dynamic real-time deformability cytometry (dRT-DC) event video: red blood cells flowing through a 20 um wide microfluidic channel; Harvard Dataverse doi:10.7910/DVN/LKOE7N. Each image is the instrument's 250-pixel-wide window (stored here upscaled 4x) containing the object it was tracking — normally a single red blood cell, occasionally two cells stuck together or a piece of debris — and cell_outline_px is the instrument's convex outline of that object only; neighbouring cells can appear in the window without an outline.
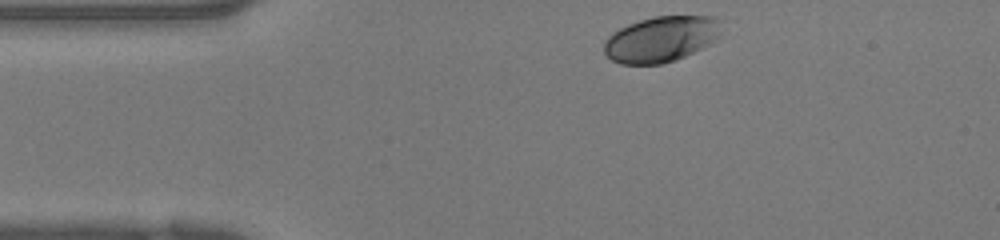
{"species": "human", "species_latin": "Homo sapiens", "temperature_condition": "warm", "stored_images_in_passage": 34, "camera_frame_rate_fps": 3000, "um_per_image_px": 0.085, "donor": {"sex": "female"}, "frame": {"image": 1, "passage_image": 1, "time_ms": 0.0, "image_size_px": [1000, 240], "cell_outline_px": [[720, 40], [676, 60], [660, 64], [620, 64], [612, 60], [604, 52], [604, 40], [612, 32], [628, 24], [640, 20], [656, 16], [716, 16], [720, 20]], "centroid_in_image_um": [56.22, 3.32], "position_along_channel_um": 28.8, "area_um2": 31.62}}
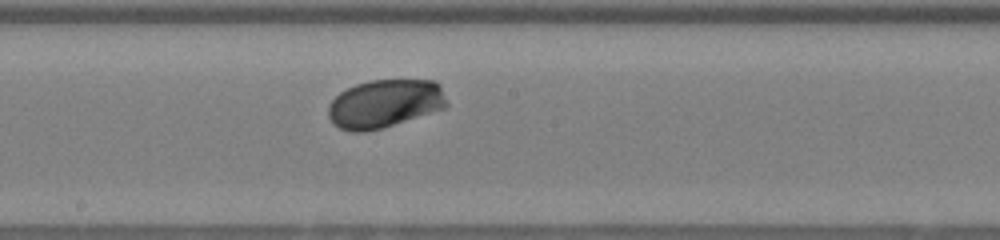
{"frame": {"image": 2, "passage_image": 15, "time_ms": 4.667, "image_size_px": [1000, 240], "cell_outline_px": [[448, 108], [384, 128], [364, 132], [352, 132], [340, 128], [332, 124], [328, 116], [328, 104], [340, 92], [356, 84], [368, 80], [436, 80], [440, 84], [448, 104]], "centroid_in_image_um": [32.72, 8.82], "position_along_channel_um": 215.5, "area_um2": 33.93}}
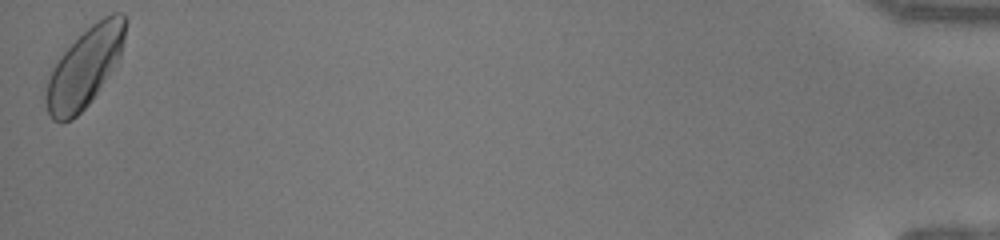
{"frame": {"image": 3, "passage_image": 34, "time_ms": 11.0, "image_size_px": [1000, 240], "cell_outline_px": [[128, 20], [124, 40], [120, 56], [92, 100], [72, 120], [60, 124], [52, 120], [48, 112], [44, 100], [44, 96], [48, 80], [52, 68], [60, 56], [92, 24], [104, 16], [112, 12], [124, 12]], "centroid_in_image_um": [7.2, 5.74], "position_along_channel_um": 428.0, "area_um2": 36.41}}